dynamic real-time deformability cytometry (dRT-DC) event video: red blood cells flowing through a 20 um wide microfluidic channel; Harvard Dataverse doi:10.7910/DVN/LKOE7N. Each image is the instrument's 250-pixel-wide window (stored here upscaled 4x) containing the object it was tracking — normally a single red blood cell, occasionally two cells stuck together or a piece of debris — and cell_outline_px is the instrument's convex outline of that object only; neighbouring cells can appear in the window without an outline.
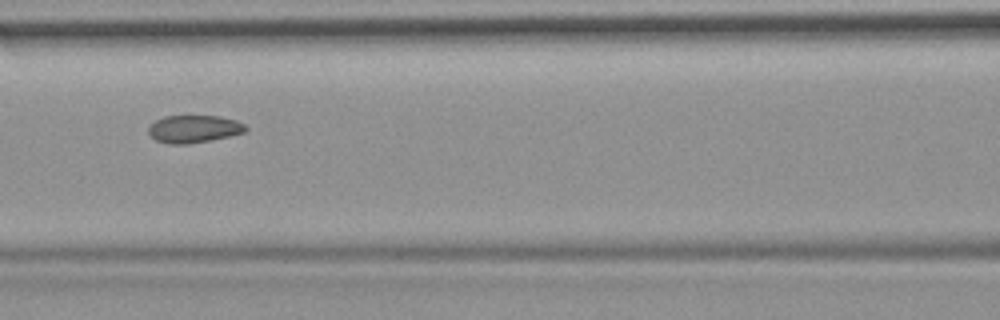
{"species": "common noctule bat (a hibernating species)", "species_latin": "Nyctalus noctula", "temperature_condition": "room temperature", "stored_images_in_passage": 8, "camera_frame_rate_fps": 3000, "um_per_image_px": 0.085, "animal": {"sex": "female", "body_mass_g": 19.9}, "frame": {"image": 1, "passage_image": 4, "time_ms": 1.0, "image_size_px": [1000, 320], "cell_outline_px": [[248, 128], [244, 132], [228, 136], [188, 144], [172, 144], [156, 140], [148, 132], [148, 128], [156, 120], [164, 116], [220, 116], [236, 120], [244, 124]], "centroid_in_image_um": [16.48, 10.95], "position_along_channel_um": 150.1, "area_um2": 15.37}}
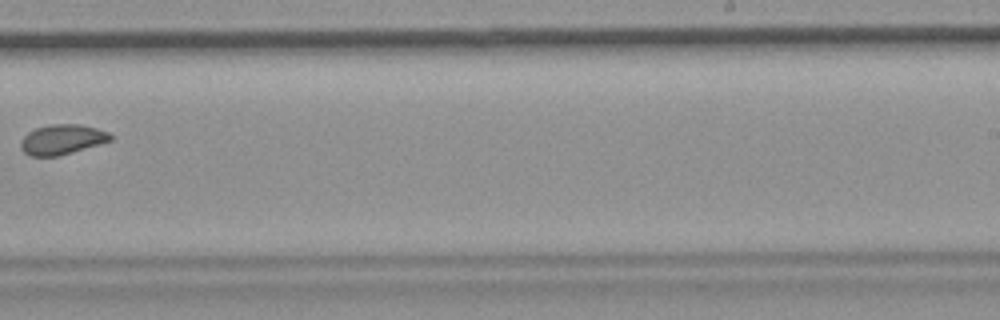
{"frame": {"image": 2, "passage_image": 7, "time_ms": 2.0, "image_size_px": [1000, 320], "cell_outline_px": [[112, 140], [60, 156], [32, 156], [24, 152], [20, 148], [20, 140], [28, 132], [36, 128], [52, 124], [80, 124], [96, 128], [108, 132], [112, 136]], "centroid_in_image_um": [5.26, 11.86], "position_along_channel_um": 283.7, "area_um2": 15.66}}
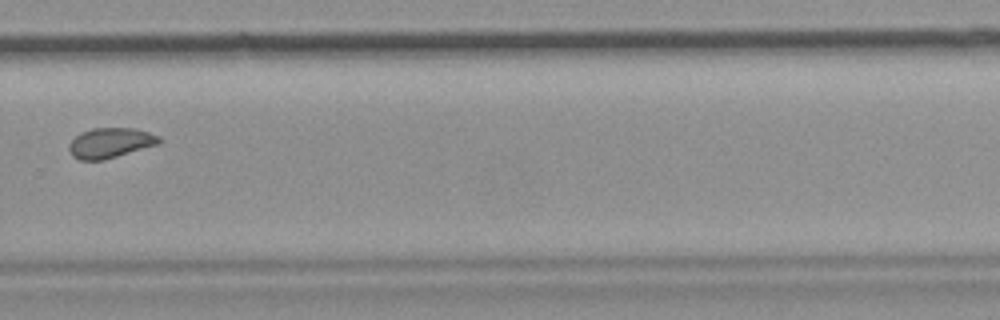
{"frame": {"image": 3, "passage_image": 8, "time_ms": 2.333, "image_size_px": [1000, 320], "cell_outline_px": [[160, 144], [104, 160], [80, 160], [72, 156], [68, 148], [72, 140], [80, 132], [92, 128], [136, 128], [160, 136]], "centroid_in_image_um": [9.39, 12.14], "position_along_channel_um": 320.4, "area_um2": 15.9}}